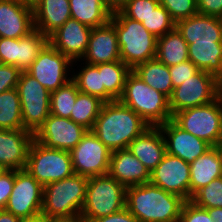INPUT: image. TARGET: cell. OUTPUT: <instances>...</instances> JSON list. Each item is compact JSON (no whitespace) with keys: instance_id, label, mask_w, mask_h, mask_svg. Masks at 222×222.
Segmentation results:
<instances>
[{"instance_id":"1","label":"cell","mask_w":222,"mask_h":222,"mask_svg":"<svg viewBox=\"0 0 222 222\" xmlns=\"http://www.w3.org/2000/svg\"><path fill=\"white\" fill-rule=\"evenodd\" d=\"M150 125L119 100L103 103L92 132L111 151L128 149L129 144Z\"/></svg>"},{"instance_id":"2","label":"cell","mask_w":222,"mask_h":222,"mask_svg":"<svg viewBox=\"0 0 222 222\" xmlns=\"http://www.w3.org/2000/svg\"><path fill=\"white\" fill-rule=\"evenodd\" d=\"M184 203L150 182L126 188L125 207L139 222H179Z\"/></svg>"},{"instance_id":"3","label":"cell","mask_w":222,"mask_h":222,"mask_svg":"<svg viewBox=\"0 0 222 222\" xmlns=\"http://www.w3.org/2000/svg\"><path fill=\"white\" fill-rule=\"evenodd\" d=\"M88 177L73 174L43 187L41 214L50 221L79 222L85 202Z\"/></svg>"},{"instance_id":"4","label":"cell","mask_w":222,"mask_h":222,"mask_svg":"<svg viewBox=\"0 0 222 222\" xmlns=\"http://www.w3.org/2000/svg\"><path fill=\"white\" fill-rule=\"evenodd\" d=\"M110 22L116 29L121 61L131 69L156 58L158 38L141 22L126 17L121 11L113 12Z\"/></svg>"},{"instance_id":"5","label":"cell","mask_w":222,"mask_h":222,"mask_svg":"<svg viewBox=\"0 0 222 222\" xmlns=\"http://www.w3.org/2000/svg\"><path fill=\"white\" fill-rule=\"evenodd\" d=\"M119 101L132 109L150 126H159L172 119L169 98L147 85L131 71Z\"/></svg>"},{"instance_id":"6","label":"cell","mask_w":222,"mask_h":222,"mask_svg":"<svg viewBox=\"0 0 222 222\" xmlns=\"http://www.w3.org/2000/svg\"><path fill=\"white\" fill-rule=\"evenodd\" d=\"M126 188L109 174L88 178L79 222H93L125 208Z\"/></svg>"},{"instance_id":"7","label":"cell","mask_w":222,"mask_h":222,"mask_svg":"<svg viewBox=\"0 0 222 222\" xmlns=\"http://www.w3.org/2000/svg\"><path fill=\"white\" fill-rule=\"evenodd\" d=\"M172 120L183 130L206 141L211 147L222 146V97L214 101L179 111Z\"/></svg>"},{"instance_id":"8","label":"cell","mask_w":222,"mask_h":222,"mask_svg":"<svg viewBox=\"0 0 222 222\" xmlns=\"http://www.w3.org/2000/svg\"><path fill=\"white\" fill-rule=\"evenodd\" d=\"M25 169L44 187L74 174L69 151L46 148L32 140Z\"/></svg>"},{"instance_id":"9","label":"cell","mask_w":222,"mask_h":222,"mask_svg":"<svg viewBox=\"0 0 222 222\" xmlns=\"http://www.w3.org/2000/svg\"><path fill=\"white\" fill-rule=\"evenodd\" d=\"M24 129L33 135L50 115L51 93L27 71H22L17 84Z\"/></svg>"},{"instance_id":"10","label":"cell","mask_w":222,"mask_h":222,"mask_svg":"<svg viewBox=\"0 0 222 222\" xmlns=\"http://www.w3.org/2000/svg\"><path fill=\"white\" fill-rule=\"evenodd\" d=\"M219 96L218 79L203 70H198L189 79L173 89L169 98L172 116L185 109L199 107L214 101Z\"/></svg>"},{"instance_id":"11","label":"cell","mask_w":222,"mask_h":222,"mask_svg":"<svg viewBox=\"0 0 222 222\" xmlns=\"http://www.w3.org/2000/svg\"><path fill=\"white\" fill-rule=\"evenodd\" d=\"M72 65L69 57L48 42L27 72L52 93L72 80Z\"/></svg>"},{"instance_id":"12","label":"cell","mask_w":222,"mask_h":222,"mask_svg":"<svg viewBox=\"0 0 222 222\" xmlns=\"http://www.w3.org/2000/svg\"><path fill=\"white\" fill-rule=\"evenodd\" d=\"M112 151L88 130L70 151L74 174L86 177L106 175Z\"/></svg>"},{"instance_id":"13","label":"cell","mask_w":222,"mask_h":222,"mask_svg":"<svg viewBox=\"0 0 222 222\" xmlns=\"http://www.w3.org/2000/svg\"><path fill=\"white\" fill-rule=\"evenodd\" d=\"M43 186L26 170H14V185L5 210L23 219L41 214Z\"/></svg>"},{"instance_id":"14","label":"cell","mask_w":222,"mask_h":222,"mask_svg":"<svg viewBox=\"0 0 222 222\" xmlns=\"http://www.w3.org/2000/svg\"><path fill=\"white\" fill-rule=\"evenodd\" d=\"M150 183L188 201L190 164L166 152L162 161L150 172Z\"/></svg>"},{"instance_id":"15","label":"cell","mask_w":222,"mask_h":222,"mask_svg":"<svg viewBox=\"0 0 222 222\" xmlns=\"http://www.w3.org/2000/svg\"><path fill=\"white\" fill-rule=\"evenodd\" d=\"M88 130L68 118L50 114L33 135L34 140L46 148L71 151Z\"/></svg>"},{"instance_id":"16","label":"cell","mask_w":222,"mask_h":222,"mask_svg":"<svg viewBox=\"0 0 222 222\" xmlns=\"http://www.w3.org/2000/svg\"><path fill=\"white\" fill-rule=\"evenodd\" d=\"M158 127L165 139L166 152L188 164H192L211 147L206 141L183 130L172 119Z\"/></svg>"},{"instance_id":"17","label":"cell","mask_w":222,"mask_h":222,"mask_svg":"<svg viewBox=\"0 0 222 222\" xmlns=\"http://www.w3.org/2000/svg\"><path fill=\"white\" fill-rule=\"evenodd\" d=\"M91 30L70 18L48 37V42L72 61L81 60L87 51Z\"/></svg>"},{"instance_id":"18","label":"cell","mask_w":222,"mask_h":222,"mask_svg":"<svg viewBox=\"0 0 222 222\" xmlns=\"http://www.w3.org/2000/svg\"><path fill=\"white\" fill-rule=\"evenodd\" d=\"M33 30V8L20 0H0V38L19 39Z\"/></svg>"},{"instance_id":"19","label":"cell","mask_w":222,"mask_h":222,"mask_svg":"<svg viewBox=\"0 0 222 222\" xmlns=\"http://www.w3.org/2000/svg\"><path fill=\"white\" fill-rule=\"evenodd\" d=\"M121 60L117 34L109 21L103 26L92 28L88 48L81 61L89 65Z\"/></svg>"},{"instance_id":"20","label":"cell","mask_w":222,"mask_h":222,"mask_svg":"<svg viewBox=\"0 0 222 222\" xmlns=\"http://www.w3.org/2000/svg\"><path fill=\"white\" fill-rule=\"evenodd\" d=\"M175 28L188 43H222V18L195 14L175 23Z\"/></svg>"},{"instance_id":"21","label":"cell","mask_w":222,"mask_h":222,"mask_svg":"<svg viewBox=\"0 0 222 222\" xmlns=\"http://www.w3.org/2000/svg\"><path fill=\"white\" fill-rule=\"evenodd\" d=\"M33 134L25 129H0V163L9 170L25 169Z\"/></svg>"},{"instance_id":"22","label":"cell","mask_w":222,"mask_h":222,"mask_svg":"<svg viewBox=\"0 0 222 222\" xmlns=\"http://www.w3.org/2000/svg\"><path fill=\"white\" fill-rule=\"evenodd\" d=\"M108 174L125 188L150 182V171L129 149L112 151Z\"/></svg>"},{"instance_id":"23","label":"cell","mask_w":222,"mask_h":222,"mask_svg":"<svg viewBox=\"0 0 222 222\" xmlns=\"http://www.w3.org/2000/svg\"><path fill=\"white\" fill-rule=\"evenodd\" d=\"M131 153L151 172L166 153L164 136L158 126H150L128 146Z\"/></svg>"},{"instance_id":"24","label":"cell","mask_w":222,"mask_h":222,"mask_svg":"<svg viewBox=\"0 0 222 222\" xmlns=\"http://www.w3.org/2000/svg\"><path fill=\"white\" fill-rule=\"evenodd\" d=\"M220 177L222 146H213L190 164V200L199 189Z\"/></svg>"},{"instance_id":"25","label":"cell","mask_w":222,"mask_h":222,"mask_svg":"<svg viewBox=\"0 0 222 222\" xmlns=\"http://www.w3.org/2000/svg\"><path fill=\"white\" fill-rule=\"evenodd\" d=\"M70 18L69 0H40L33 8L34 29L47 37Z\"/></svg>"},{"instance_id":"26","label":"cell","mask_w":222,"mask_h":222,"mask_svg":"<svg viewBox=\"0 0 222 222\" xmlns=\"http://www.w3.org/2000/svg\"><path fill=\"white\" fill-rule=\"evenodd\" d=\"M189 60L199 69L214 75L222 76V43L188 44Z\"/></svg>"},{"instance_id":"27","label":"cell","mask_w":222,"mask_h":222,"mask_svg":"<svg viewBox=\"0 0 222 222\" xmlns=\"http://www.w3.org/2000/svg\"><path fill=\"white\" fill-rule=\"evenodd\" d=\"M71 18L91 27H99L108 23L112 12L102 0H69Z\"/></svg>"},{"instance_id":"28","label":"cell","mask_w":222,"mask_h":222,"mask_svg":"<svg viewBox=\"0 0 222 222\" xmlns=\"http://www.w3.org/2000/svg\"><path fill=\"white\" fill-rule=\"evenodd\" d=\"M132 71L139 76L147 85L163 93L168 98L173 92V85L169 67L157 58L139 63Z\"/></svg>"},{"instance_id":"29","label":"cell","mask_w":222,"mask_h":222,"mask_svg":"<svg viewBox=\"0 0 222 222\" xmlns=\"http://www.w3.org/2000/svg\"><path fill=\"white\" fill-rule=\"evenodd\" d=\"M156 58L168 67L189 60L188 43L176 28L158 37Z\"/></svg>"},{"instance_id":"30","label":"cell","mask_w":222,"mask_h":222,"mask_svg":"<svg viewBox=\"0 0 222 222\" xmlns=\"http://www.w3.org/2000/svg\"><path fill=\"white\" fill-rule=\"evenodd\" d=\"M131 71L132 69L121 60L99 64V73L105 86V103L121 98L126 78Z\"/></svg>"},{"instance_id":"31","label":"cell","mask_w":222,"mask_h":222,"mask_svg":"<svg viewBox=\"0 0 222 222\" xmlns=\"http://www.w3.org/2000/svg\"><path fill=\"white\" fill-rule=\"evenodd\" d=\"M76 66L79 71L75 69ZM72 80L80 92L96 96L105 103V86L102 84L99 64L89 65L81 60L73 61Z\"/></svg>"},{"instance_id":"32","label":"cell","mask_w":222,"mask_h":222,"mask_svg":"<svg viewBox=\"0 0 222 222\" xmlns=\"http://www.w3.org/2000/svg\"><path fill=\"white\" fill-rule=\"evenodd\" d=\"M0 129H24L17 88L0 93Z\"/></svg>"},{"instance_id":"33","label":"cell","mask_w":222,"mask_h":222,"mask_svg":"<svg viewBox=\"0 0 222 222\" xmlns=\"http://www.w3.org/2000/svg\"><path fill=\"white\" fill-rule=\"evenodd\" d=\"M103 103L96 96L79 92L70 119L87 130H92Z\"/></svg>"},{"instance_id":"34","label":"cell","mask_w":222,"mask_h":222,"mask_svg":"<svg viewBox=\"0 0 222 222\" xmlns=\"http://www.w3.org/2000/svg\"><path fill=\"white\" fill-rule=\"evenodd\" d=\"M47 43L48 37L36 29L19 38L16 67L21 71H27Z\"/></svg>"},{"instance_id":"35","label":"cell","mask_w":222,"mask_h":222,"mask_svg":"<svg viewBox=\"0 0 222 222\" xmlns=\"http://www.w3.org/2000/svg\"><path fill=\"white\" fill-rule=\"evenodd\" d=\"M79 92L73 80L53 91L50 99V114L70 119Z\"/></svg>"},{"instance_id":"36","label":"cell","mask_w":222,"mask_h":222,"mask_svg":"<svg viewBox=\"0 0 222 222\" xmlns=\"http://www.w3.org/2000/svg\"><path fill=\"white\" fill-rule=\"evenodd\" d=\"M190 201L204 209L222 208V177L199 189Z\"/></svg>"},{"instance_id":"37","label":"cell","mask_w":222,"mask_h":222,"mask_svg":"<svg viewBox=\"0 0 222 222\" xmlns=\"http://www.w3.org/2000/svg\"><path fill=\"white\" fill-rule=\"evenodd\" d=\"M141 23L157 38L175 28V22L169 12L160 4Z\"/></svg>"},{"instance_id":"38","label":"cell","mask_w":222,"mask_h":222,"mask_svg":"<svg viewBox=\"0 0 222 222\" xmlns=\"http://www.w3.org/2000/svg\"><path fill=\"white\" fill-rule=\"evenodd\" d=\"M176 23L198 13L196 0H158Z\"/></svg>"},{"instance_id":"39","label":"cell","mask_w":222,"mask_h":222,"mask_svg":"<svg viewBox=\"0 0 222 222\" xmlns=\"http://www.w3.org/2000/svg\"><path fill=\"white\" fill-rule=\"evenodd\" d=\"M159 4L158 0H128L120 11L126 17L142 22Z\"/></svg>"},{"instance_id":"40","label":"cell","mask_w":222,"mask_h":222,"mask_svg":"<svg viewBox=\"0 0 222 222\" xmlns=\"http://www.w3.org/2000/svg\"><path fill=\"white\" fill-rule=\"evenodd\" d=\"M179 222H214L207 209L198 207L190 200L183 204Z\"/></svg>"},{"instance_id":"41","label":"cell","mask_w":222,"mask_h":222,"mask_svg":"<svg viewBox=\"0 0 222 222\" xmlns=\"http://www.w3.org/2000/svg\"><path fill=\"white\" fill-rule=\"evenodd\" d=\"M198 70L199 69L190 60L169 67L173 88L189 79Z\"/></svg>"},{"instance_id":"42","label":"cell","mask_w":222,"mask_h":222,"mask_svg":"<svg viewBox=\"0 0 222 222\" xmlns=\"http://www.w3.org/2000/svg\"><path fill=\"white\" fill-rule=\"evenodd\" d=\"M21 70L12 65H0V93L17 88Z\"/></svg>"},{"instance_id":"43","label":"cell","mask_w":222,"mask_h":222,"mask_svg":"<svg viewBox=\"0 0 222 222\" xmlns=\"http://www.w3.org/2000/svg\"><path fill=\"white\" fill-rule=\"evenodd\" d=\"M16 58H18V39L0 38L1 63L16 67Z\"/></svg>"},{"instance_id":"44","label":"cell","mask_w":222,"mask_h":222,"mask_svg":"<svg viewBox=\"0 0 222 222\" xmlns=\"http://www.w3.org/2000/svg\"><path fill=\"white\" fill-rule=\"evenodd\" d=\"M14 185V170L0 176V210L5 209Z\"/></svg>"},{"instance_id":"45","label":"cell","mask_w":222,"mask_h":222,"mask_svg":"<svg viewBox=\"0 0 222 222\" xmlns=\"http://www.w3.org/2000/svg\"><path fill=\"white\" fill-rule=\"evenodd\" d=\"M199 14L222 18V0H196Z\"/></svg>"},{"instance_id":"46","label":"cell","mask_w":222,"mask_h":222,"mask_svg":"<svg viewBox=\"0 0 222 222\" xmlns=\"http://www.w3.org/2000/svg\"><path fill=\"white\" fill-rule=\"evenodd\" d=\"M93 222H139V220L125 207L116 213L95 219Z\"/></svg>"},{"instance_id":"47","label":"cell","mask_w":222,"mask_h":222,"mask_svg":"<svg viewBox=\"0 0 222 222\" xmlns=\"http://www.w3.org/2000/svg\"><path fill=\"white\" fill-rule=\"evenodd\" d=\"M105 6L113 13L120 11L127 3L128 0H102Z\"/></svg>"},{"instance_id":"48","label":"cell","mask_w":222,"mask_h":222,"mask_svg":"<svg viewBox=\"0 0 222 222\" xmlns=\"http://www.w3.org/2000/svg\"><path fill=\"white\" fill-rule=\"evenodd\" d=\"M0 222H22V219L16 217L13 213L6 211L5 209L0 210Z\"/></svg>"},{"instance_id":"49","label":"cell","mask_w":222,"mask_h":222,"mask_svg":"<svg viewBox=\"0 0 222 222\" xmlns=\"http://www.w3.org/2000/svg\"><path fill=\"white\" fill-rule=\"evenodd\" d=\"M207 211L214 222H222V208H209Z\"/></svg>"},{"instance_id":"50","label":"cell","mask_w":222,"mask_h":222,"mask_svg":"<svg viewBox=\"0 0 222 222\" xmlns=\"http://www.w3.org/2000/svg\"><path fill=\"white\" fill-rule=\"evenodd\" d=\"M22 222H52V221L47 219L42 214H39V215L31 217V218L23 219Z\"/></svg>"},{"instance_id":"51","label":"cell","mask_w":222,"mask_h":222,"mask_svg":"<svg viewBox=\"0 0 222 222\" xmlns=\"http://www.w3.org/2000/svg\"><path fill=\"white\" fill-rule=\"evenodd\" d=\"M24 5L34 8L40 0H20Z\"/></svg>"},{"instance_id":"52","label":"cell","mask_w":222,"mask_h":222,"mask_svg":"<svg viewBox=\"0 0 222 222\" xmlns=\"http://www.w3.org/2000/svg\"><path fill=\"white\" fill-rule=\"evenodd\" d=\"M8 170L9 169L7 167H5L2 163H0V176H2Z\"/></svg>"},{"instance_id":"53","label":"cell","mask_w":222,"mask_h":222,"mask_svg":"<svg viewBox=\"0 0 222 222\" xmlns=\"http://www.w3.org/2000/svg\"><path fill=\"white\" fill-rule=\"evenodd\" d=\"M219 82V95L222 97V76L218 79Z\"/></svg>"}]
</instances>
